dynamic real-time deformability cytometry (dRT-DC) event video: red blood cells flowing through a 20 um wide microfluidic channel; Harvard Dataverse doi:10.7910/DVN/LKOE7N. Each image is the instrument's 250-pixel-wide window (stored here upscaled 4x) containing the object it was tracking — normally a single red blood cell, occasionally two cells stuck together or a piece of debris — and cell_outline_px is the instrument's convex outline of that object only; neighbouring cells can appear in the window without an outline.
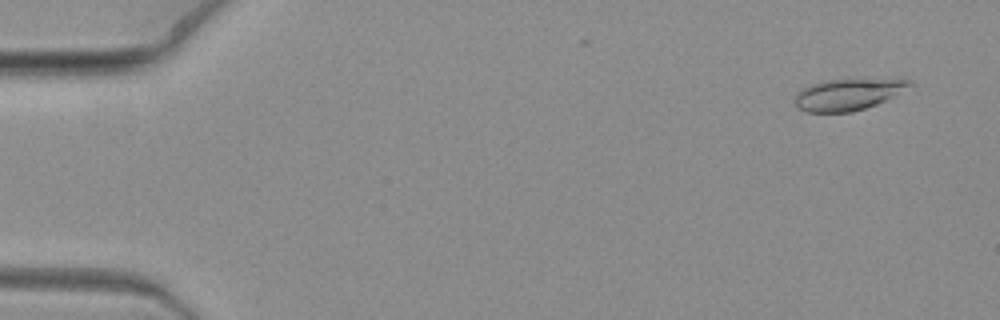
{"species": "common noctule bat (a hibernating species)", "species_latin": "Nyctalus noctula", "temperature_condition": "warm", "stored_images_in_passage": 8, "camera_frame_rate_fps": 3000, "um_per_image_px": 0.085, "animal": {"sex": "female", "body_mass_g": 19.3, "forearm_length_mm": 54.1}, "frame": {"image": 1, "passage_image": 2, "time_ms": 0.333, "image_size_px": [1000, 320], "cell_outline_px": [[916, 84], [896, 96], [876, 104], [852, 112], [804, 112], [796, 104], [796, 92], [812, 84], [828, 80], [848, 76], [904, 76], [912, 80]], "centroid_in_image_um": [72.3, 7.92], "position_along_channel_um": 12.7, "area_um2": 22.72}}
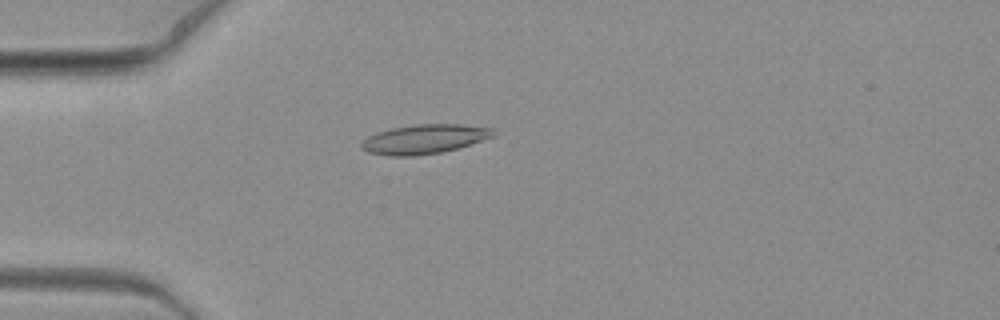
{"frame": {"image": 2, "passage_image": 6, "time_ms": 1.667, "image_size_px": [1000, 320], "cell_outline_px": [[496, 136], [460, 148], [440, 152], [416, 156], [388, 156], [368, 152], [360, 148], [360, 144], [368, 136], [376, 132], [392, 128], [416, 124], [460, 124], [496, 128]], "centroid_in_image_um": [36.11, 11.82], "position_along_channel_um": 48.9, "area_um2": 22.89}}
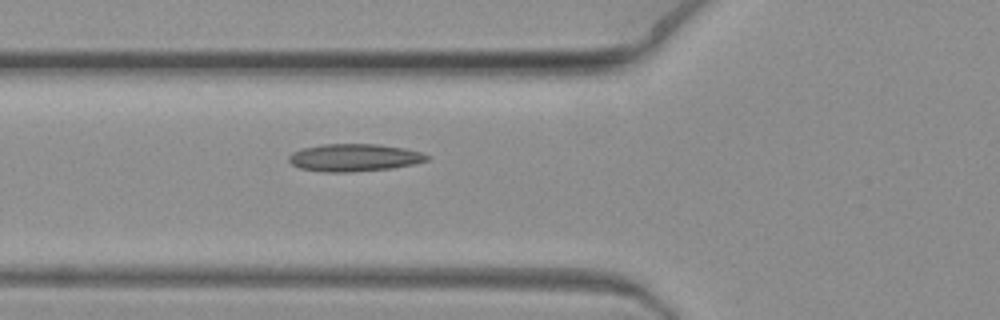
{"frame": {"image": 3, "passage_image": 8, "time_ms": 2.333, "image_size_px": [1000, 320], "cell_outline_px": [[432, 156], [428, 160], [412, 164], [392, 168], [348, 172], [328, 172], [300, 168], [292, 164], [288, 160], [288, 156], [292, 152], [304, 148], [320, 144], [376, 144], [404, 148], [420, 152]], "centroid_in_image_um": [30.11, 13.39], "position_along_channel_um": 95.7, "area_um2": 22.02}}